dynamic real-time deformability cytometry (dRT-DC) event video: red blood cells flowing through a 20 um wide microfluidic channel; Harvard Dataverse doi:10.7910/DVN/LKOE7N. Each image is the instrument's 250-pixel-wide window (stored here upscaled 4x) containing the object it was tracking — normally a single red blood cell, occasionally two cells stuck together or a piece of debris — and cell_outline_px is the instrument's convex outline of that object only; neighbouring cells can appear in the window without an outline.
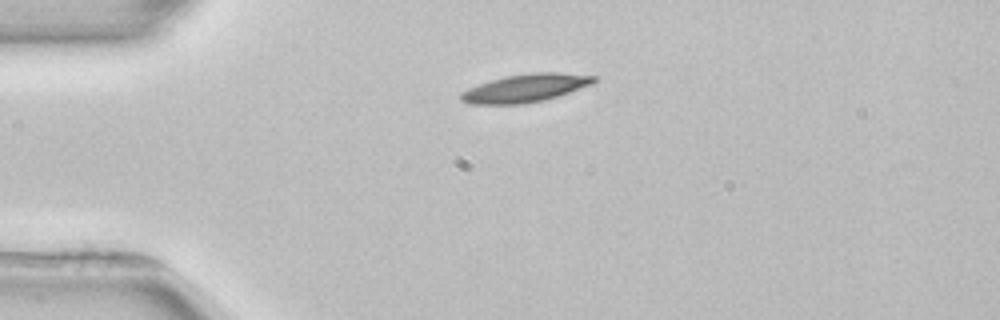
{"species": "common noctule bat (a hibernating species)", "species_latin": "Nyctalus noctula", "temperature_condition": "room temperature", "stored_images_in_passage": 2, "camera_frame_rate_fps": 3000, "um_per_image_px": 0.085, "animal": {"sex": "female", "body_mass_g": 22.7, "forearm_length_mm": 54.2}, "frame": {"image": 1, "passage_image": 2, "time_ms": 2.333, "image_size_px": [1000, 320], "cell_outline_px": [[596, 80], [592, 84], [544, 100], [524, 104], [468, 104], [460, 100], [460, 92], [468, 88], [492, 80], [508, 76], [532, 72], [556, 72], [596, 76]], "centroid_in_image_um": [44.63, 7.49], "position_along_channel_um": 40.4, "area_um2": 21.5}}